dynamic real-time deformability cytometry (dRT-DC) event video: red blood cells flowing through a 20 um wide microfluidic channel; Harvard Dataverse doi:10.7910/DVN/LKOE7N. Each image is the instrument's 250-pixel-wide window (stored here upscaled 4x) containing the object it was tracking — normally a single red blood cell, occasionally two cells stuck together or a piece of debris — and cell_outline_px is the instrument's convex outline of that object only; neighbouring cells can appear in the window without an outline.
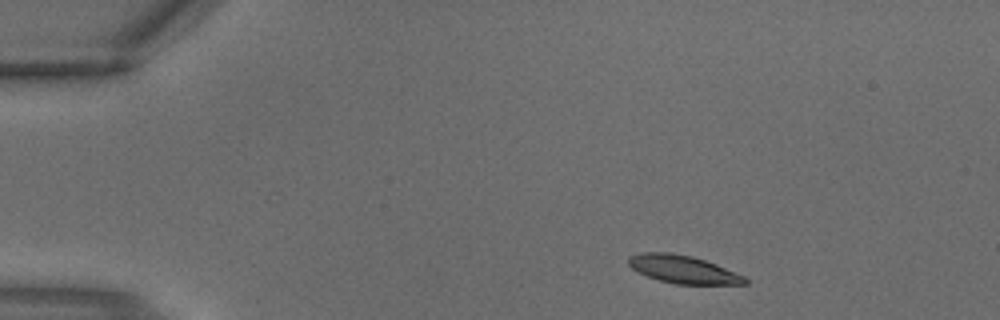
{"species": "common noctule bat (a hibernating species)", "species_latin": "Nyctalus noctula", "temperature_condition": "warm", "stored_images_in_passage": 2, "camera_frame_rate_fps": 3000, "um_per_image_px": 0.085, "animal": {"sex": "male", "body_mass_g": 18.8}, "frame": {"image": 1, "passage_image": 1, "time_ms": 0.0, "image_size_px": [1000, 320], "cell_outline_px": [[748, 284], [676, 284], [660, 280], [648, 276], [632, 268], [628, 264], [628, 256], [644, 252], [668, 252], [692, 256], [716, 264], [744, 276], [748, 280]], "centroid_in_image_um": [58.06, 22.89], "position_along_channel_um": 26.9, "area_um2": 18.73}}